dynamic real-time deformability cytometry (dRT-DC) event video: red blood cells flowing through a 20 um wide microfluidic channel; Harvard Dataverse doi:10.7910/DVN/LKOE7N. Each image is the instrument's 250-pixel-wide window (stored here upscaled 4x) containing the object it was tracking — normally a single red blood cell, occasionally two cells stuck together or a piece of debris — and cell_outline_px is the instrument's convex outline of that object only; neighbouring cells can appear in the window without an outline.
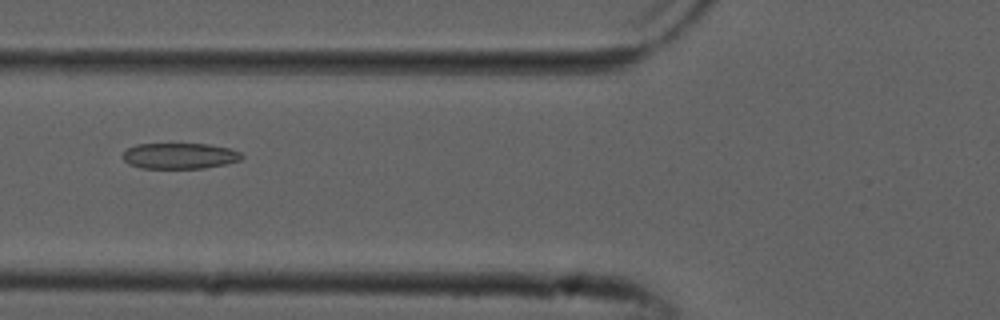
{"species": "common noctule bat (a hibernating species)", "species_latin": "Nyctalus noctula", "temperature_condition": "cold", "stored_images_in_passage": 39, "camera_frame_rate_fps": 3000, "um_per_image_px": 0.085, "animal": {"sex": "male", "forearm_length_mm": 52.5}, "frame": {"image": 1, "passage_image": 6, "time_ms": 1.667, "image_size_px": [1000, 320], "cell_outline_px": [[244, 156], [240, 160], [224, 164], [204, 168], [140, 168], [128, 164], [120, 156], [128, 148], [136, 144], [208, 144], [228, 148], [240, 152]], "centroid_in_image_um": [15.23, 13.25], "position_along_channel_um": 110.6, "area_um2": 17.92}}
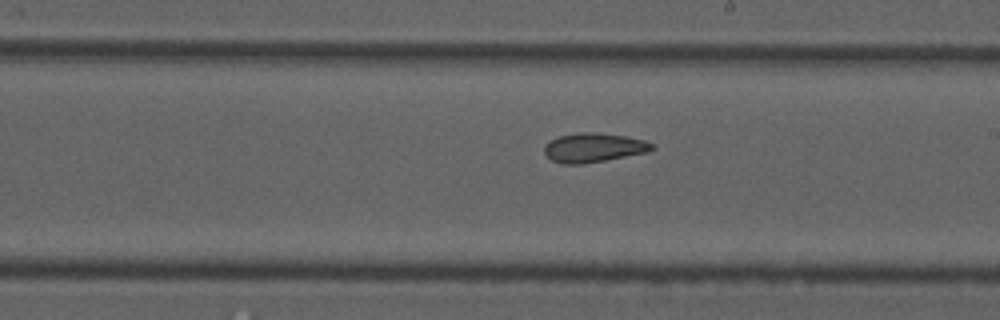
{"frame": {"image": 2, "passage_image": 16, "time_ms": 5.0, "image_size_px": [1000, 320], "cell_outline_px": [[656, 148], [648, 152], [584, 164], [560, 164], [552, 160], [544, 152], [544, 144], [548, 140], [560, 136], [576, 132], [596, 132], [624, 136], [644, 140], [652, 144]], "centroid_in_image_um": [50.42, 12.55], "position_along_channel_um": 238.6, "area_um2": 18.44}}
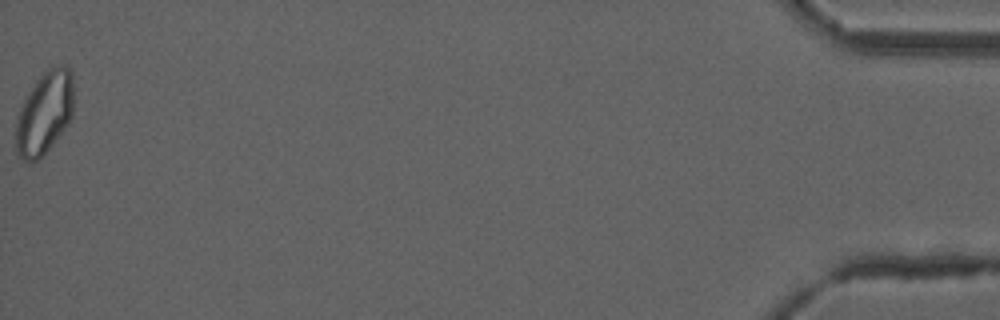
{"frame": {"image": 3, "passage_image": 39, "time_ms": 12.667, "image_size_px": [1000, 320], "cell_outline_px": [[72, 116], [68, 124], [48, 148], [36, 160], [24, 160], [16, 152], [16, 120], [24, 100], [36, 80], [48, 68], [56, 64], [64, 64], [72, 68]], "centroid_in_image_um": [3.8, 9.53], "position_along_channel_um": 431.4, "area_um2": 27.46}, "authors_computed_cell_mechanics": {"area_um2": 19.3052, "velocity_mm_per_s": 3.8402, "shape_relaxation_time_tau1_ms": null, "shape_relaxation_time_tau2_ms": 2.1775, "deformation_change_tau1": null, "deformation_change_tau2": 0.0781}}